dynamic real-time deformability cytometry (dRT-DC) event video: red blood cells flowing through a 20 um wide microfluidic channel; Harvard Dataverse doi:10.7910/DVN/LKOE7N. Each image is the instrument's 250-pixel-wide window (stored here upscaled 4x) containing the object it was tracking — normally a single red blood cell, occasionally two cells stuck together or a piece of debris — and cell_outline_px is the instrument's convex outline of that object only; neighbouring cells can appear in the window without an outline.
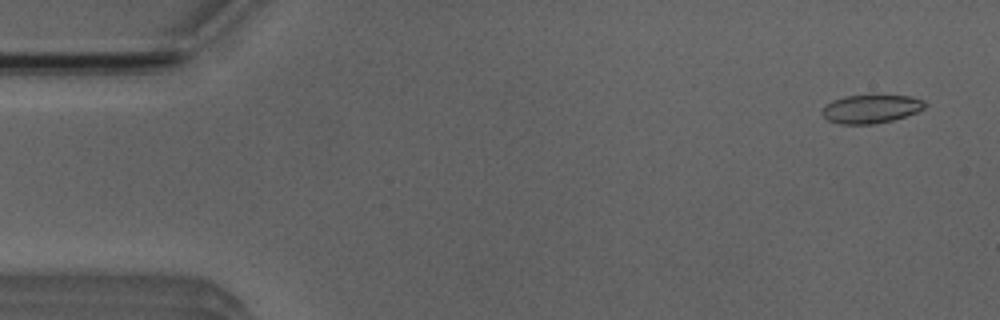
{"species": "Egyptian fruit bat (a non-hibernating species)", "species_latin": "Rousettus aegyptiacus", "temperature_condition": "room temperature", "stored_images_in_passage": 5, "camera_frame_rate_fps": 3000, "um_per_image_px": 0.085, "animal": {"sex": "male"}, "frame": {"image": 1, "passage_image": 1, "time_ms": 0.0, "image_size_px": [1000, 320], "cell_outline_px": [[928, 104], [924, 108], [916, 112], [892, 120], [872, 124], [840, 124], [828, 120], [820, 112], [832, 100], [844, 96], [912, 96], [924, 100]], "centroid_in_image_um": [74.04, 9.26], "position_along_channel_um": 11.0, "area_um2": 16.82}}